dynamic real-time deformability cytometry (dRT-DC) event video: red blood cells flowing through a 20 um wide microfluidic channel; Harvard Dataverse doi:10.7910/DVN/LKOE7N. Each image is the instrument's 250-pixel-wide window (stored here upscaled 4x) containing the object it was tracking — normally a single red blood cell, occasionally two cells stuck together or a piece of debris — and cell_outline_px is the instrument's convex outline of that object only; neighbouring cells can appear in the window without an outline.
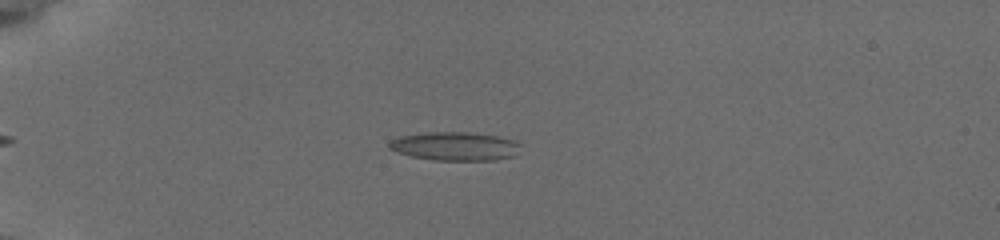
{"species": "common noctule bat (a hibernating species)", "species_latin": "Nyctalus noctula", "temperature_condition": "cold", "stored_images_in_passage": 52, "camera_frame_rate_fps": 3000, "um_per_image_px": 0.085, "animal": {"sex": "female", "body_mass_g": 19.5, "forearm_length_mm": 54.1}, "frame": {"image": 1, "passage_image": 8, "time_ms": 1.667, "image_size_px": [1000, 240], "cell_outline_px": [[520, 144], [512, 156], [496, 160], [436, 160], [412, 156], [396, 152], [388, 148], [388, 144], [392, 140], [404, 136], [428, 132], [468, 132], [496, 136], [512, 140]], "centroid_in_image_um": [38.64, 12.43], "position_along_channel_um": 46.4, "area_um2": 21.44}}
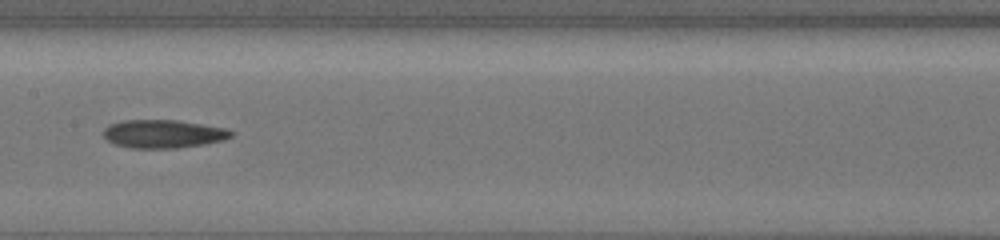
{"frame": {"image": 2, "passage_image": 32, "time_ms": 6.667, "image_size_px": [1000, 240], "cell_outline_px": [[232, 136], [224, 140], [204, 144], [176, 148], [132, 148], [112, 144], [104, 136], [104, 128], [108, 124], [124, 120], [180, 120], [228, 128], [232, 132]], "centroid_in_image_um": [13.88, 11.37], "position_along_channel_um": 193.5, "area_um2": 21.21}}
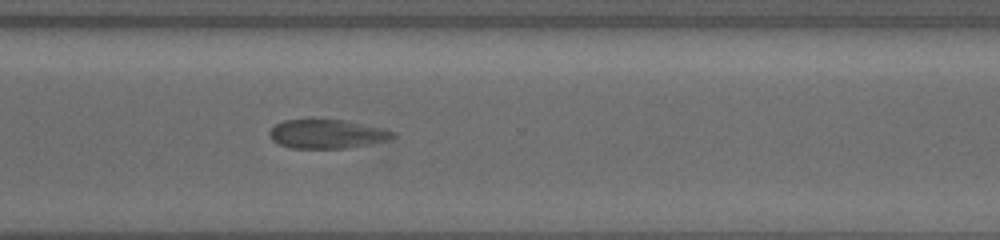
{"frame": {"image": 3, "passage_image": 52, "time_ms": 10.667, "image_size_px": [1000, 240], "cell_outline_px": [[396, 136], [384, 140], [344, 148], [292, 148], [280, 144], [272, 140], [268, 132], [276, 124], [284, 120], [312, 116], [344, 120], [384, 128], [396, 132]], "centroid_in_image_um": [27.73, 11.33], "position_along_channel_um": 342.9, "area_um2": 21.27}}